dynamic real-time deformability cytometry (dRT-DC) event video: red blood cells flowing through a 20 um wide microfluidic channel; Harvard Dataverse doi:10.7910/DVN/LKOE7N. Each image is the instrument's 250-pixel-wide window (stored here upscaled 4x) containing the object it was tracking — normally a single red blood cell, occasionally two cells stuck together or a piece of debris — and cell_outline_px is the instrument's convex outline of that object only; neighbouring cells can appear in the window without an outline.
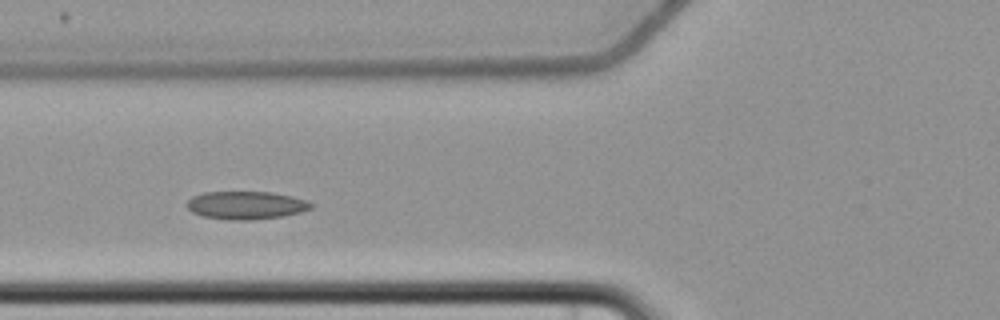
{"species": "common noctule bat (a hibernating species)", "species_latin": "Nyctalus noctula", "temperature_condition": "cold", "stored_images_in_passage": 8, "camera_frame_rate_fps": 3000, "um_per_image_px": 0.085, "animal": {"sex": "female", "body_mass_g": 22.7, "forearm_length_mm": 54.2}, "frame": {"image": 1, "passage_image": 4, "time_ms": 3.667, "image_size_px": [1000, 320], "cell_outline_px": [[312, 208], [300, 212], [280, 216], [248, 220], [232, 220], [204, 216], [192, 212], [188, 208], [188, 200], [192, 196], [204, 192], [272, 192], [292, 196], [304, 200], [312, 204]], "centroid_in_image_um": [20.9, 17.43], "position_along_channel_um": 104.9, "area_um2": 19.94}}
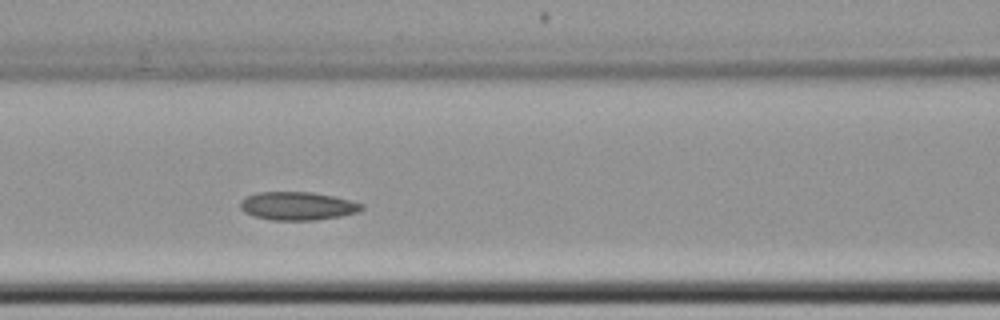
{"frame": {"image": 2, "passage_image": 5, "time_ms": 4.667, "image_size_px": [1000, 320], "cell_outline_px": [[364, 208], [356, 212], [340, 216], [316, 220], [272, 220], [252, 216], [244, 212], [240, 208], [240, 200], [244, 196], [256, 192], [312, 192], [332, 196], [364, 204]], "centroid_in_image_um": [25.23, 17.5], "position_along_channel_um": 141.4, "area_um2": 20.06}}
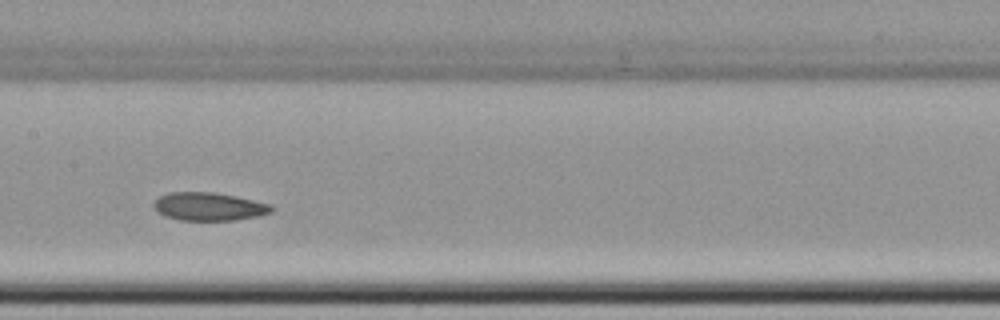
{"frame": {"image": 3, "passage_image": 6, "time_ms": 6.0, "image_size_px": [1000, 320], "cell_outline_px": [[276, 208], [272, 212], [260, 216], [232, 220], [180, 220], [164, 216], [152, 204], [160, 196], [168, 192], [212, 192], [236, 196], [272, 204]], "centroid_in_image_um": [17.82, 17.55], "position_along_channel_um": 189.6, "area_um2": 19.36}}